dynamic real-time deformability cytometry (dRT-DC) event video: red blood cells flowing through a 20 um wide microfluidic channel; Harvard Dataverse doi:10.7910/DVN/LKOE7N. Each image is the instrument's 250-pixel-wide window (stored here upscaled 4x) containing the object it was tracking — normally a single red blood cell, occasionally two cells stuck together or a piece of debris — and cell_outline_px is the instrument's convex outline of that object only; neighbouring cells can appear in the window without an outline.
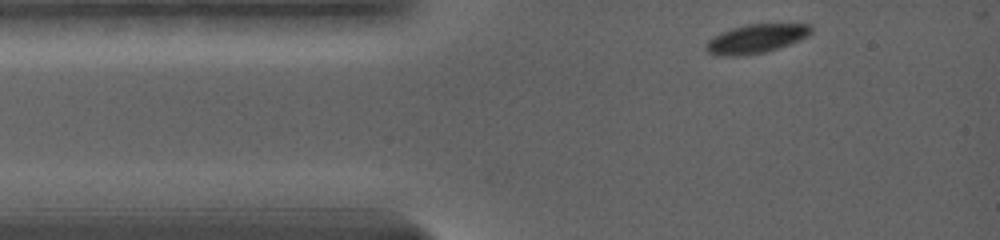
{"species": "common noctule bat (a hibernating species)", "species_latin": "Nyctalus noctula", "temperature_condition": "warm", "stored_images_in_passage": 27, "camera_frame_rate_fps": 5000, "um_per_image_px": 0.085, "animal": {"sex": "female", "body_mass_g": 19.0, "forearm_length_mm": 56.7}, "frame": {"image": 1, "passage_image": 1, "time_ms": 0.0, "image_size_px": [1000, 240], "cell_outline_px": [[812, 32], [808, 36], [788, 44], [764, 52], [736, 56], [732, 56], [708, 52], [708, 40], [712, 36], [720, 32], [744, 24], [812, 24]], "centroid_in_image_um": [64.3, 3.26], "position_along_channel_um": 20.7, "area_um2": 17.28}}
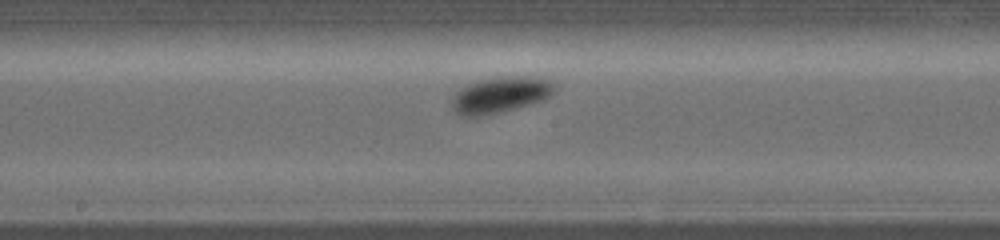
{"frame": {"image": 2, "passage_image": 15, "time_ms": 6.0, "image_size_px": [1000, 240], "cell_outline_px": [[552, 92], [544, 100], [516, 108], [500, 112], [480, 116], [460, 116], [452, 108], [452, 100], [456, 92], [460, 88], [468, 84], [480, 80], [500, 76], [520, 76], [548, 80], [552, 84]], "centroid_in_image_um": [42.46, 8.07], "position_along_channel_um": 205.7, "area_um2": 21.15}}
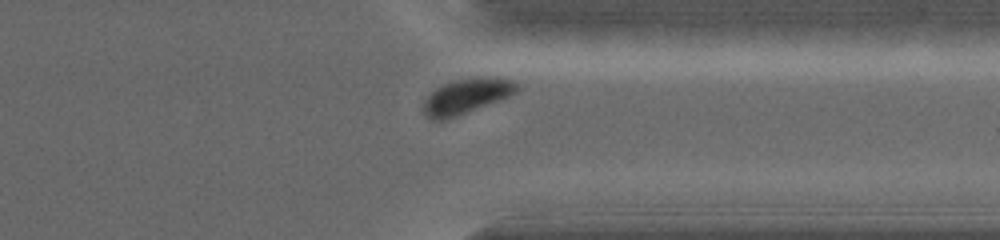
{"frame": {"image": 3, "passage_image": 26, "time_ms": 10.6, "image_size_px": [1000, 240], "cell_outline_px": [[520, 88], [516, 92], [508, 96], [456, 116], [444, 120], [428, 120], [424, 112], [424, 100], [436, 88], [444, 84], [456, 80], [508, 80], [520, 84]], "centroid_in_image_um": [39.57, 8.24], "position_along_channel_um": 371.8, "area_um2": 17.92}, "authors_computed_cell_mechanics": {"area_um2": 19.941, "velocity_mm_per_s": 3.61, "shape_relaxation_time_tau1_ms": 1.8009, "shape_relaxation_time_tau2_ms": null, "deformation_change_tau1": 0.086, "deformation_change_tau2": null}}